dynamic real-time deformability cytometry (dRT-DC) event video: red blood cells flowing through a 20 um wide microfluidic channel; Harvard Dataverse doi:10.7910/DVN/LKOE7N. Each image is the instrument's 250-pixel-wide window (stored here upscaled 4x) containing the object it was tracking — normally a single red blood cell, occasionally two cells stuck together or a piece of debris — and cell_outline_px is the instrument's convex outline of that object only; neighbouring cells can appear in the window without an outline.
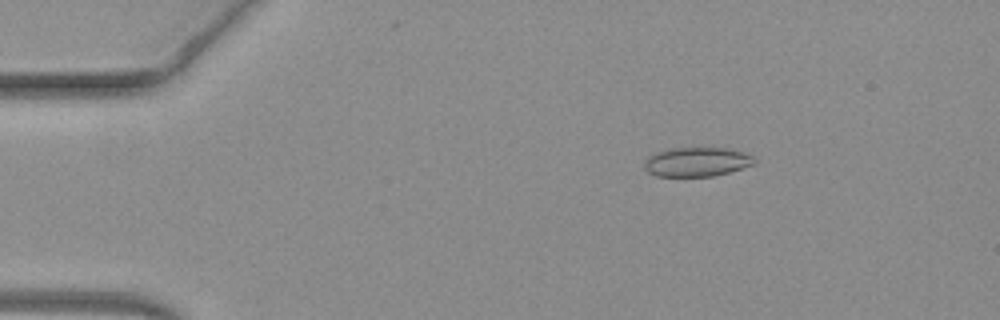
{"species": "common noctule bat (a hibernating species)", "species_latin": "Nyctalus noctula", "temperature_condition": "warm", "stored_images_in_passage": 52, "camera_frame_rate_fps": 3000, "um_per_image_px": 0.085, "animal": {"sex": "female", "body_mass_g": 19.3, "forearm_length_mm": 54.1}, "frame": {"image": 1, "passage_image": 9, "time_ms": 2.667, "image_size_px": [1000, 320], "cell_outline_px": [[756, 164], [728, 172], [712, 176], [656, 176], [648, 172], [644, 168], [644, 164], [648, 156], [656, 152], [672, 148], [724, 148], [744, 152], [752, 156], [756, 160]], "centroid_in_image_um": [59.22, 13.76], "position_along_channel_um": 25.8, "area_um2": 18.67}}
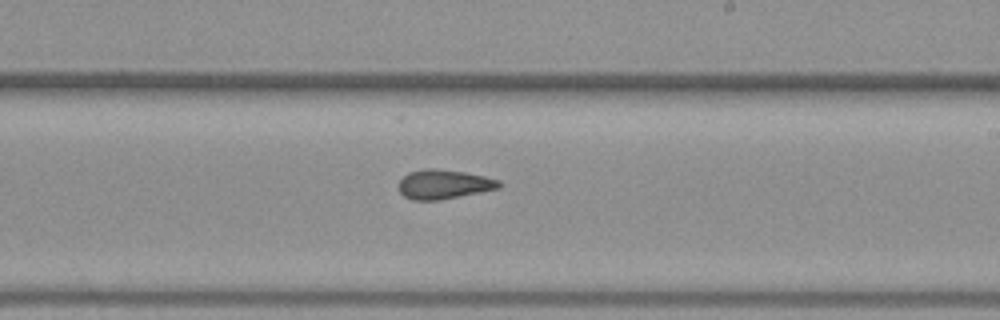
{"frame": {"image": 2, "passage_image": 31, "time_ms": 10.0, "image_size_px": [1000, 320], "cell_outline_px": [[500, 188], [440, 200], [412, 200], [404, 196], [400, 192], [400, 180], [408, 172], [424, 168], [436, 168], [464, 172], [484, 176], [500, 180]], "centroid_in_image_um": [37.72, 15.66], "position_along_channel_um": 251.3, "area_um2": 17.11}}
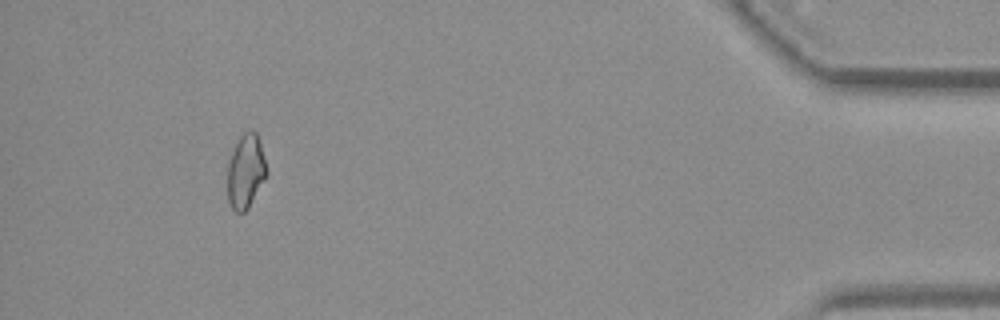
{"frame": {"image": 3, "passage_image": 48, "time_ms": 15.667, "image_size_px": [1000, 320], "cell_outline_px": [[268, 172], [264, 180], [248, 208], [244, 212], [236, 212], [232, 208], [228, 200], [228, 164], [232, 152], [240, 136], [244, 132], [252, 128], [256, 132], [260, 140]], "centroid_in_image_um": [20.9, 14.53], "position_along_channel_um": 414.3, "area_um2": 16.82}, "authors_computed_cell_mechanics": {"area_um2": 17.629, "velocity_mm_per_s": 4.0557, "shape_relaxation_time_tau1_ms": null, "shape_relaxation_time_tau2_ms": 1.7456, "deformation_change_tau1": null, "deformation_change_tau2": 0.0763}}